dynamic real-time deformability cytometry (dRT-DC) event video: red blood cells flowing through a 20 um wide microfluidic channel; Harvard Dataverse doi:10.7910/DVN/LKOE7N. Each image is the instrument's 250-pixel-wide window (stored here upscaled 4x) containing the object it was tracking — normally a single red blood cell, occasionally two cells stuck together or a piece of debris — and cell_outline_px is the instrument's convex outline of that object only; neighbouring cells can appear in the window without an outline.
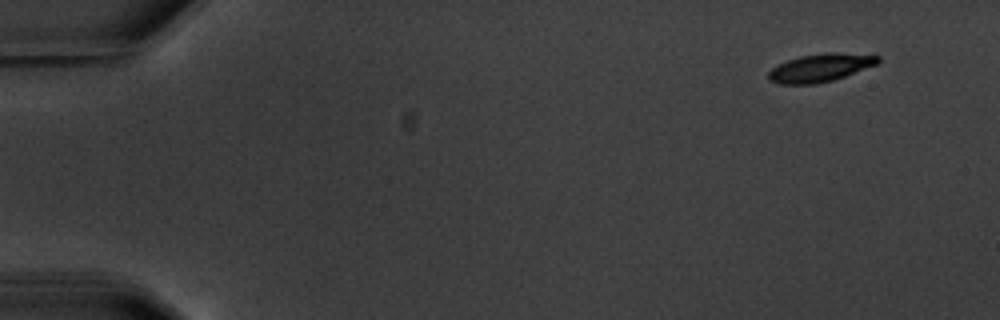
{"species": "common noctule bat (a hibernating species)", "species_latin": "Nyctalus noctula", "temperature_condition": "warm", "stored_images_in_passage": 4, "camera_frame_rate_fps": 3000, "um_per_image_px": 0.085, "animal": {"sex": "male", "body_mass_g": 20.1, "forearm_length_mm": 53.5}, "frame": {"image": 1, "passage_image": 1, "time_ms": 0.0, "image_size_px": [1000, 320], "cell_outline_px": [[880, 64], [832, 80], [816, 84], [780, 84], [772, 80], [768, 76], [768, 72], [772, 68], [788, 60], [800, 56], [828, 52], [836, 52], [880, 56]], "centroid_in_image_um": [69.78, 5.75], "position_along_channel_um": 15.2, "area_um2": 17.74}}
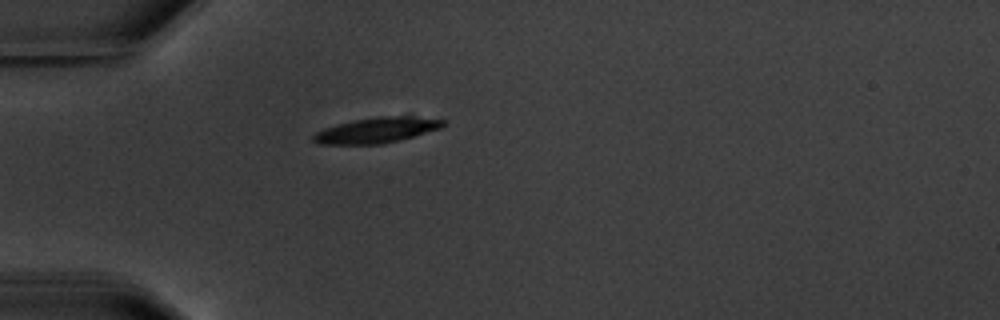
{"frame": {"image": 2, "passage_image": 4, "time_ms": 4.333, "image_size_px": [1000, 320], "cell_outline_px": [[448, 124], [440, 128], [416, 136], [380, 144], [320, 144], [312, 140], [312, 136], [316, 132], [324, 128], [336, 124], [352, 120], [376, 116], [404, 116], [444, 120]], "centroid_in_image_um": [32.0, 11.06], "position_along_channel_um": 53.0, "area_um2": 19.25}}